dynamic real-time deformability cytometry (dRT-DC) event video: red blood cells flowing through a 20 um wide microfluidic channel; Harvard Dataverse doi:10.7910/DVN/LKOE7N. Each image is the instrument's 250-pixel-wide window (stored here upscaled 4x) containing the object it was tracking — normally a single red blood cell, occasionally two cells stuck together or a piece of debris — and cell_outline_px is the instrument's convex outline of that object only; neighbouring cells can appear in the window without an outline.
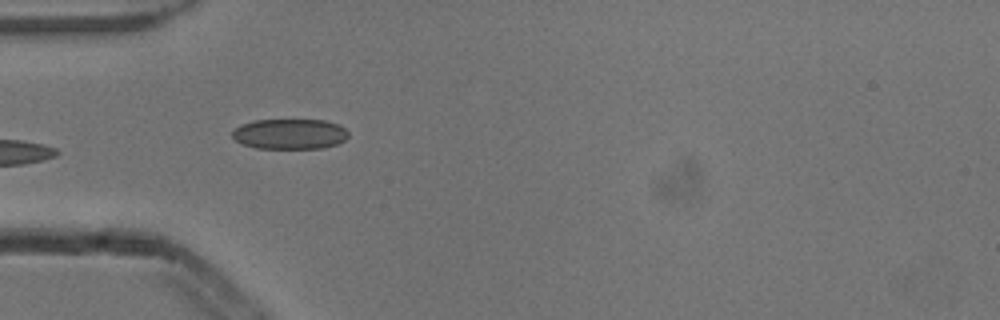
{"species": "common noctule bat (a hibernating species)", "species_latin": "Nyctalus noctula", "temperature_condition": "cold", "stored_images_in_passage": 7, "camera_frame_rate_fps": 3000, "um_per_image_px": 0.085, "animal": {"sex": "male", "body_mass_g": 13.3}, "frame": {"image": 1, "passage_image": 6, "time_ms": 1.667, "image_size_px": [1000, 320], "cell_outline_px": [[348, 136], [344, 140], [336, 144], [324, 148], [256, 148], [244, 144], [236, 140], [232, 136], [232, 132], [240, 124], [256, 120], [324, 120], [340, 124], [348, 132]], "centroid_in_image_um": [24.65, 11.38], "position_along_channel_um": 60.3, "area_um2": 20.46}}
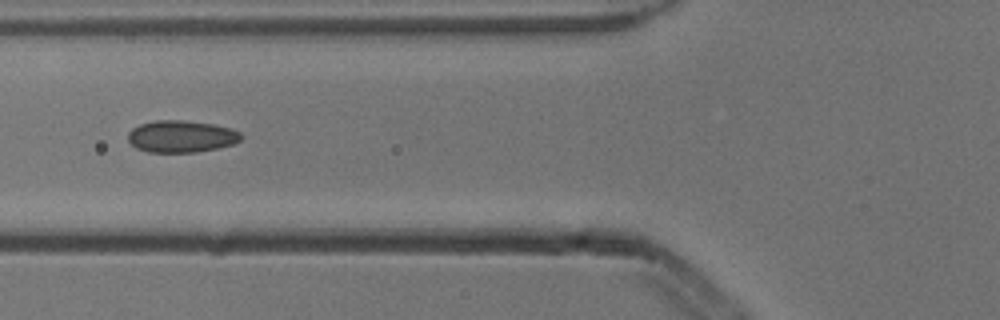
{"frame": {"image": 2, "passage_image": 7, "time_ms": 2.0, "image_size_px": [1000, 320], "cell_outline_px": [[244, 136], [240, 140], [232, 144], [216, 148], [196, 152], [148, 152], [136, 148], [128, 140], [128, 132], [132, 128], [140, 124], [156, 120], [184, 120], [216, 124], [240, 132]], "centroid_in_image_um": [15.4, 11.59], "position_along_channel_um": 110.4, "area_um2": 21.1}}